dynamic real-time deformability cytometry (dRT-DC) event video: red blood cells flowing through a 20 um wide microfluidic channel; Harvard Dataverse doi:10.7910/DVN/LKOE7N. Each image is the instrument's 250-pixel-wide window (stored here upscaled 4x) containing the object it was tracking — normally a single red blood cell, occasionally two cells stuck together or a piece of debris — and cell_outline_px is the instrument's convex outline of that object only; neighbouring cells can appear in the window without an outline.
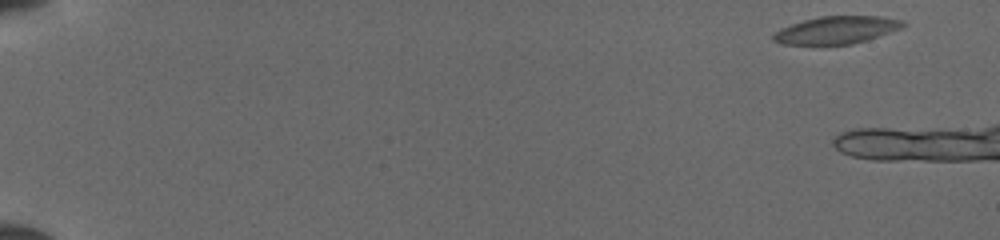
{"species": "common noctule bat (a hibernating species)", "species_latin": "Nyctalus noctula", "temperature_condition": "cold", "stored_images_in_passage": 17, "camera_frame_rate_fps": 3000, "um_per_image_px": 0.085, "animal": {"sex": "female", "body_mass_g": 19.5, "forearm_length_mm": 54.1}, "frame": {"image": 1, "passage_image": 2, "time_ms": 0.333, "image_size_px": [1000, 240], "cell_outline_px": [[908, 24], [904, 28], [852, 44], [784, 44], [772, 40], [772, 36], [780, 28], [804, 20], [820, 16], [884, 16], [904, 20]], "centroid_in_image_um": [71.17, 2.54], "position_along_channel_um": 13.8, "area_um2": 20.81}}